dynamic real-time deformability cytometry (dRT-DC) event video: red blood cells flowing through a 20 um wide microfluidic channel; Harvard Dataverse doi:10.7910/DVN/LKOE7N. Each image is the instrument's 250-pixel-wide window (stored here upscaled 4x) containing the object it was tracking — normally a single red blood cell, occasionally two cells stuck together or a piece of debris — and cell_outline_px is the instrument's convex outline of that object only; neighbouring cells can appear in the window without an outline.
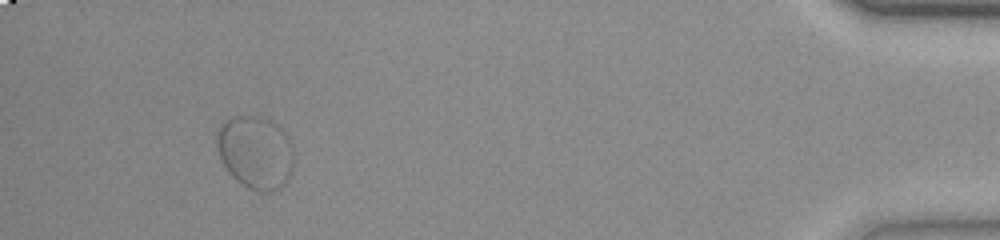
{"species": "common noctule bat (a hibernating species)", "species_latin": "Nyctalus noctula", "temperature_condition": "room temperature", "stored_images_in_passage": 54, "segment_of_instrument_passage": [2, 2], "camera_frame_rate_fps": 3000, "um_per_image_px": 0.085, "animal": {"sex": "female", "body_mass_g": 23.0, "forearm_length_mm": 53.4}, "frame": {"image": 1, "passage_image": 50, "time_ms": 16.333, "image_size_px": [1000, 240], "cell_outline_px": [[292, 172], [284, 184], [280, 188], [264, 192], [260, 192], [248, 188], [236, 180], [228, 172], [220, 156], [216, 136], [216, 128], [220, 124], [232, 116], [260, 116], [276, 124], [280, 128], [288, 140], [292, 148]], "centroid_in_image_um": [21.68, 12.94], "position_along_channel_um": 413.5, "area_um2": 32.54}}